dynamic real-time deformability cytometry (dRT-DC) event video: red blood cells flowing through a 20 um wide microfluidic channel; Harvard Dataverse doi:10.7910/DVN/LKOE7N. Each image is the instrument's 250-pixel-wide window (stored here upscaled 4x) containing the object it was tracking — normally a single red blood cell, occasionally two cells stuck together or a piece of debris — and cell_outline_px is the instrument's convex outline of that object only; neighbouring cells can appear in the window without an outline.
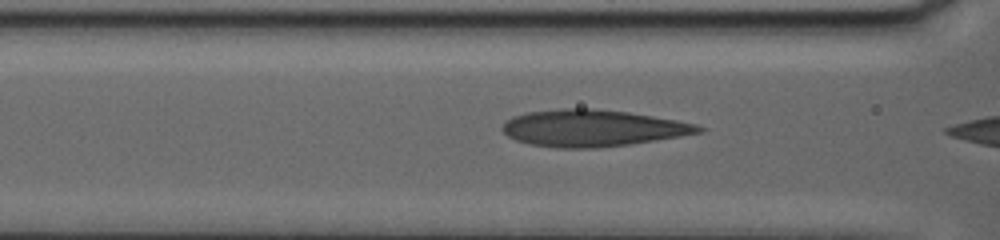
{"species": "human", "species_latin": "Homo sapiens", "temperature_condition": "warm", "stored_images_in_passage": 9, "camera_frame_rate_fps": 3000, "um_per_image_px": 0.085, "donor": {"sex": "female"}, "frame": {"image": 1, "passage_image": 6, "time_ms": 1.667, "image_size_px": [1000, 240], "cell_outline_px": [[704, 132], [656, 140], [628, 144], [596, 148], [560, 148], [532, 144], [516, 140], [508, 136], [500, 128], [512, 116], [528, 112], [560, 108], [596, 108], [628, 112], [676, 120], [696, 124], [704, 128]], "centroid_in_image_um": [50.36, 10.88], "position_along_channel_um": 116.2, "area_um2": 41.85}}